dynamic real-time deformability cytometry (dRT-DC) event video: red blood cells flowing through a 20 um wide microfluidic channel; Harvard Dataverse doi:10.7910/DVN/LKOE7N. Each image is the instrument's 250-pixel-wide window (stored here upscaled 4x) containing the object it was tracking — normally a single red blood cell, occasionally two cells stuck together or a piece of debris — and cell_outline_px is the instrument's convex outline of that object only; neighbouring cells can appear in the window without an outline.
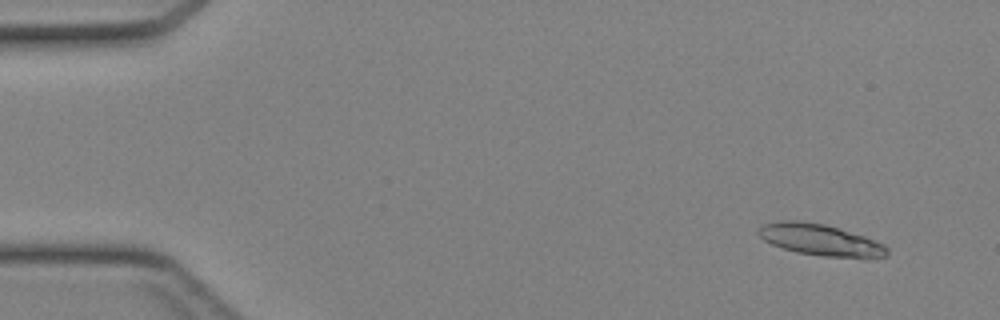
{"species": "Egyptian fruit bat (a non-hibernating species)", "species_latin": "Rousettus aegyptiacus", "temperature_condition": "cold", "stored_images_in_passage": 45, "camera_frame_rate_fps": 3000, "um_per_image_px": 0.085, "animal": {"sex": "female"}, "frame": {"image": 1, "passage_image": 4, "time_ms": 1.0, "image_size_px": [1000, 320], "cell_outline_px": [[888, 252], [884, 256], [864, 260], [820, 256], [796, 252], [772, 244], [764, 240], [756, 232], [764, 224], [780, 220], [796, 220], [824, 224], [864, 236], [884, 244], [888, 248]], "centroid_in_image_um": [69.78, 20.42], "position_along_channel_um": 15.2, "area_um2": 23.87}}
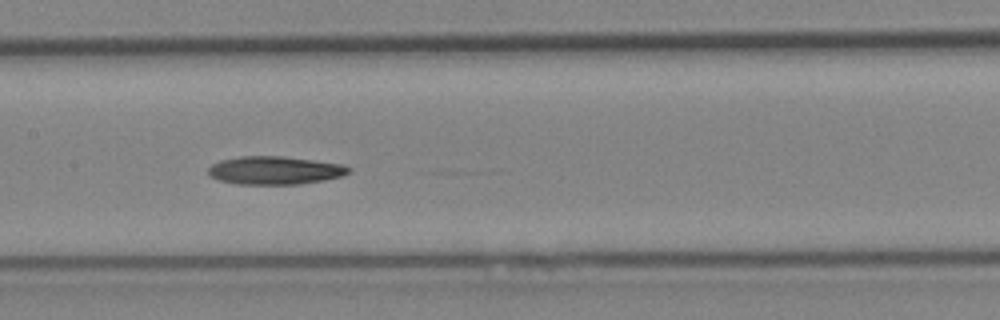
{"frame": {"image": 2, "passage_image": 23, "time_ms": 7.333, "image_size_px": [1000, 320], "cell_outline_px": [[352, 168], [348, 172], [340, 176], [324, 180], [300, 184], [236, 184], [220, 180], [208, 176], [208, 168], [212, 164], [220, 160], [240, 156], [280, 156], [344, 164]], "centroid_in_image_um": [23.33, 14.48], "position_along_channel_um": 184.1, "area_um2": 23.0}}
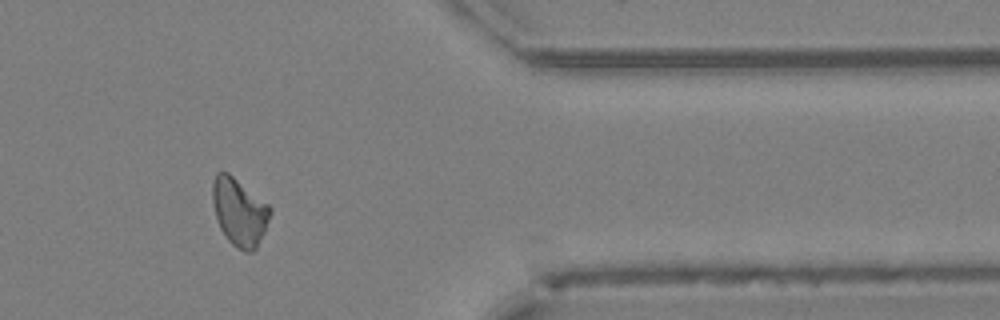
{"frame": {"image": 3, "passage_image": 38, "time_ms": 12.333, "image_size_px": [1000, 320], "cell_outline_px": [[272, 212], [264, 232], [256, 248], [252, 252], [244, 252], [236, 248], [228, 240], [220, 228], [216, 220], [212, 200], [212, 184], [216, 172], [228, 172], [268, 204], [272, 208]], "centroid_in_image_um": [20.34, 18.02], "position_along_channel_um": 391.1, "area_um2": 22.77}}